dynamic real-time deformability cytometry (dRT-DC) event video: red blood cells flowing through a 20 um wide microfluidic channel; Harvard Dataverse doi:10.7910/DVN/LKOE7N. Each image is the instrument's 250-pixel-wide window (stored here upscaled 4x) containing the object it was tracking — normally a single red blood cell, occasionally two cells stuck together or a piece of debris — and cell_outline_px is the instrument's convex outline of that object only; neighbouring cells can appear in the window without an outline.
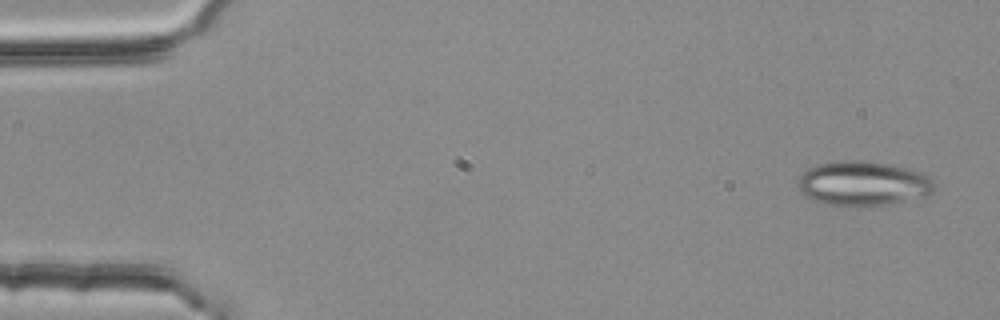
{"species": "common noctule bat (a hibernating species)", "species_latin": "Nyctalus noctula", "temperature_condition": "room temperature", "stored_images_in_passage": 4, "camera_frame_rate_fps": 3000, "um_per_image_px": 0.085, "animal": {"sex": "female", "body_mass_g": 25.1}, "frame": {"image": 1, "passage_image": 1, "time_ms": 0.0, "image_size_px": [1000, 320], "cell_outline_px": [[936, 184], [932, 192], [924, 196], [884, 204], [852, 208], [824, 204], [812, 200], [800, 188], [796, 180], [808, 168], [820, 164], [852, 160], [884, 164], [904, 168], [920, 172], [928, 176]], "centroid_in_image_um": [73.34, 15.63], "position_along_channel_um": 11.7, "area_um2": 34.91}}